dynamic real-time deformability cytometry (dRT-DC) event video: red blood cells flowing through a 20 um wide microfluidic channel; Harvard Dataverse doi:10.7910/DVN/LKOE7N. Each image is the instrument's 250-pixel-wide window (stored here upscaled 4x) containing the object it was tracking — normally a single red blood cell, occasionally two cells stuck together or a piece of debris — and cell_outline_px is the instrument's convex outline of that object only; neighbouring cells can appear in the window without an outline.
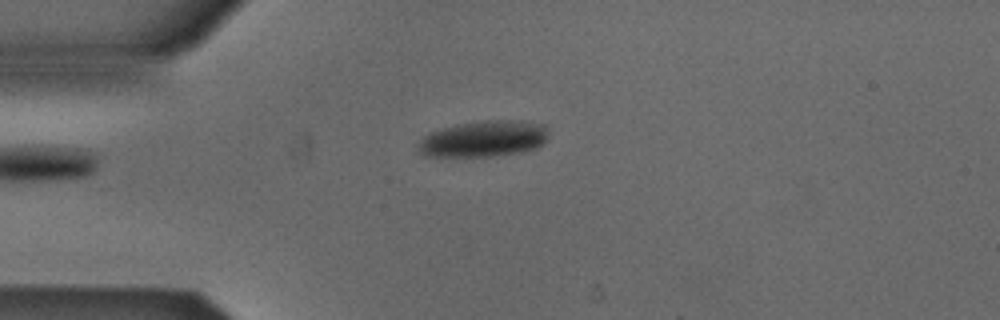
{"species": "Egyptian fruit bat (a non-hibernating species)", "species_latin": "Rousettus aegyptiacus", "temperature_condition": "cold", "stored_images_in_passage": 41, "camera_frame_rate_fps": 3000, "um_per_image_px": 0.085, "animal": {"sex": "male"}, "frame": {"image": 1, "passage_image": 1, "time_ms": 0.0, "image_size_px": [1000, 320], "cell_outline_px": [[548, 128], [544, 140], [536, 148], [520, 152], [488, 156], [424, 156], [420, 152], [420, 140], [424, 136], [440, 128], [484, 120], [520, 120], [544, 124]], "centroid_in_image_um": [41.13, 11.78], "position_along_channel_um": 43.9, "area_um2": 27.05}}
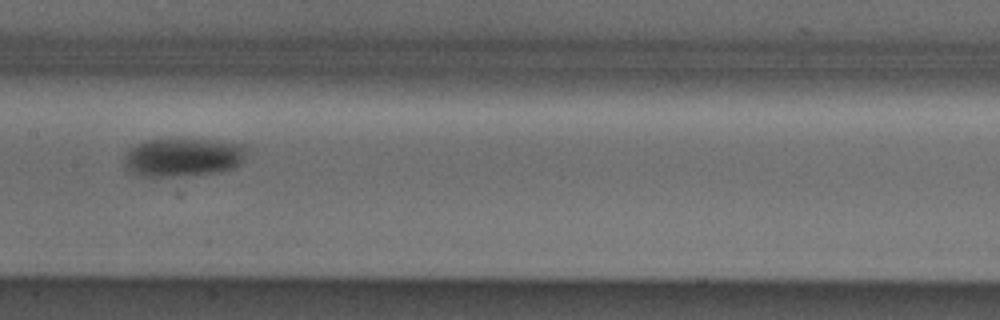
{"frame": {"image": 2, "passage_image": 14, "time_ms": 4.333, "image_size_px": [1000, 320], "cell_outline_px": [[244, 148], [240, 164], [232, 168], [220, 172], [164, 176], [144, 176], [132, 172], [124, 164], [124, 156], [128, 148], [144, 140], [176, 136], [180, 136], [244, 144]], "centroid_in_image_um": [15.48, 13.3], "position_along_channel_um": 191.9, "area_um2": 27.86}}
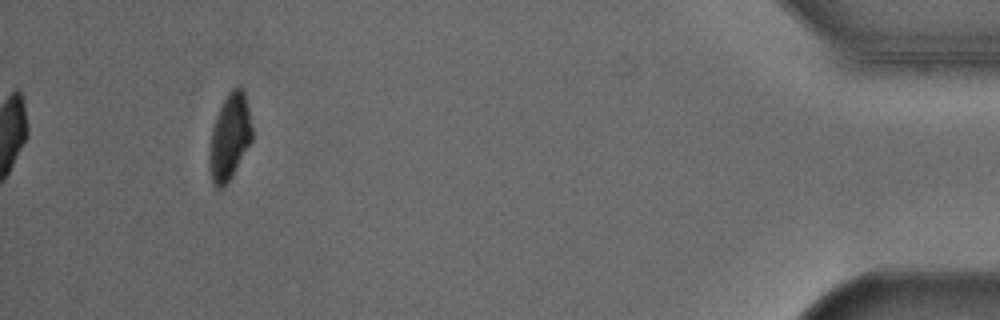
{"frame": {"image": 3, "passage_image": 37, "time_ms": 12.0, "image_size_px": [1000, 320], "cell_outline_px": [[252, 140], [232, 176], [220, 188], [216, 188], [212, 184], [208, 168], [208, 156], [212, 128], [216, 116], [228, 92], [232, 88], [240, 84], [244, 88], [252, 128]], "centroid_in_image_um": [19.5, 11.63], "position_along_channel_um": 415.7, "area_um2": 21.56}}